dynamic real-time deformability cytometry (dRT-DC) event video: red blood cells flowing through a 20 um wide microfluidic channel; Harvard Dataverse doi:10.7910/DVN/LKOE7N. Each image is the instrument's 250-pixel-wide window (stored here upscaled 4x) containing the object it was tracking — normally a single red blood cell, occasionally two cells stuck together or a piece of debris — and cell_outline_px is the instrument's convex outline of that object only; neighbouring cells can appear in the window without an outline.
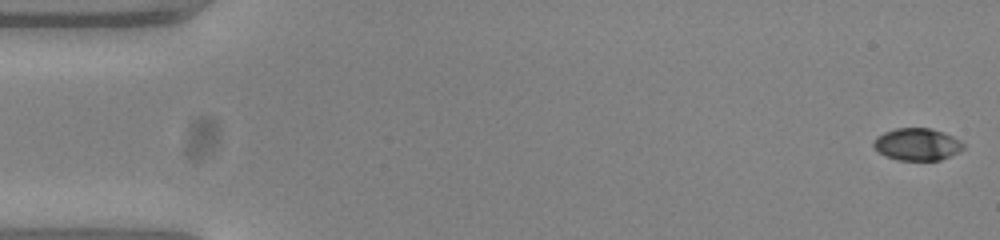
{"species": "common noctule bat (a hibernating species)", "species_latin": "Nyctalus noctula", "temperature_condition": "warm", "stored_images_in_passage": 51, "camera_frame_rate_fps": 3000, "um_per_image_px": 0.085, "animal": {"sex": "female", "body_mass_g": 23.0, "forearm_length_mm": 53.4}, "frame": {"image": 1, "passage_image": 1, "time_ms": 0.0, "image_size_px": [1000, 240], "cell_outline_px": [[964, 148], [940, 160], [900, 160], [884, 156], [872, 148], [872, 140], [876, 136], [884, 132], [896, 128], [928, 128], [944, 132], [960, 140], [964, 144]], "centroid_in_image_um": [77.89, 12.26], "position_along_channel_um": 7.1, "area_um2": 16.94}}
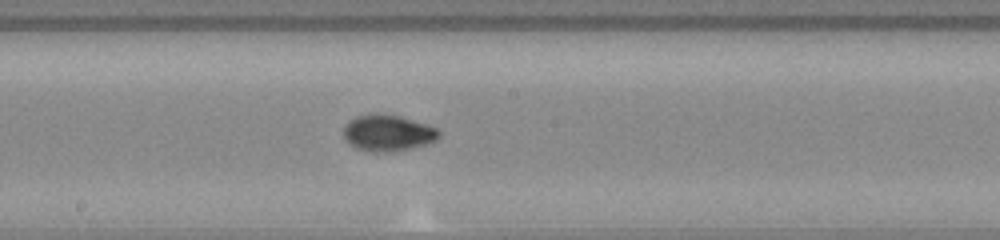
{"frame": {"image": 2, "passage_image": 29, "time_ms": 9.333, "image_size_px": [1000, 240], "cell_outline_px": [[440, 136], [436, 140], [428, 144], [396, 152], [372, 152], [356, 148], [348, 144], [344, 136], [344, 124], [356, 116], [376, 112], [400, 116], [428, 124], [436, 128], [440, 132]], "centroid_in_image_um": [32.97, 11.3], "position_along_channel_um": 215.2, "area_um2": 20.63}}
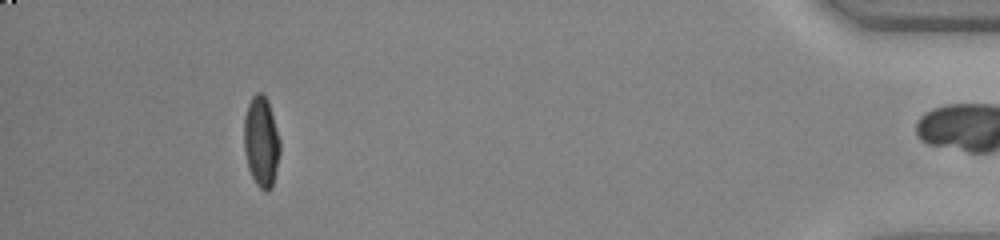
{"frame": {"image": 3, "passage_image": 50, "time_ms": 16.333, "image_size_px": [1000, 240], "cell_outline_px": [[280, 152], [272, 188], [268, 192], [264, 192], [256, 184], [248, 168], [244, 148], [244, 116], [248, 104], [252, 96], [256, 92], [260, 92], [268, 100], [280, 140]], "centroid_in_image_um": [22.2, 12.06], "position_along_channel_um": 413.0, "area_um2": 19.07}, "authors_computed_cell_mechanics": {"area_um2": 18.785, "velocity_mm_per_s": 3.7855, "shape_relaxation_time_tau1_ms": 3.4866, "shape_relaxation_time_tau2_ms": 1.8986, "deformation_change_tau1": 0.1828, "deformation_change_tau2": 0.0369}}